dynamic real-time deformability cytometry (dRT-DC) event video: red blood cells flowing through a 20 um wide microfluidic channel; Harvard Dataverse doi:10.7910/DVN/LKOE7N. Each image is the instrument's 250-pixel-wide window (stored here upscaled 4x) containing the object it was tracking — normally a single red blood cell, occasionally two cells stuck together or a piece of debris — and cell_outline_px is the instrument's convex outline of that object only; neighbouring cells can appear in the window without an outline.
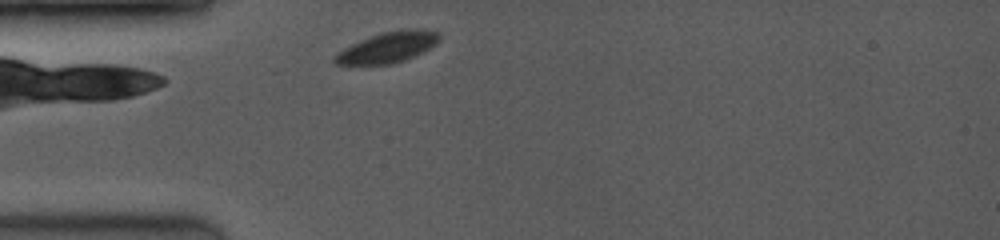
{"species": "common noctule bat (a hibernating species)", "species_latin": "Nyctalus noctula", "temperature_condition": "room temperature", "stored_images_in_passage": 5, "camera_frame_rate_fps": 3500, "um_per_image_px": 0.085, "animal": {"sex": "female", "body_mass_g": 19.0, "forearm_length_mm": 53.3}, "frame": {"image": 1, "passage_image": 2, "time_ms": 0.286, "image_size_px": [1000, 240], "cell_outline_px": [[440, 40], [436, 44], [404, 60], [392, 64], [336, 64], [332, 60], [332, 56], [344, 48], [368, 36], [384, 32], [412, 28], [420, 28], [440, 32]], "centroid_in_image_um": [32.96, 4.0], "position_along_channel_um": 52.0, "area_um2": 18.55}}
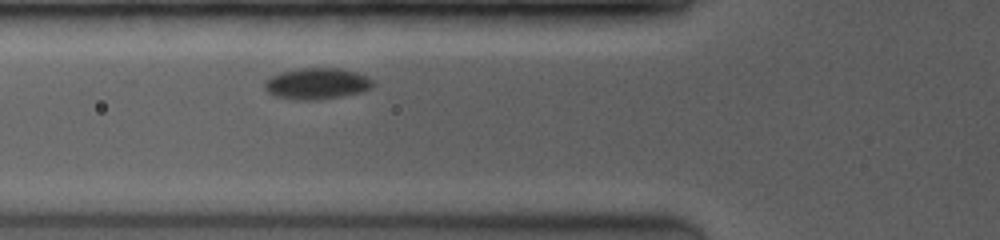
{"frame": {"image": 2, "passage_image": 5, "time_ms": 1.714, "image_size_px": [1000, 240], "cell_outline_px": [[372, 88], [364, 92], [320, 100], [296, 100], [276, 96], [268, 92], [264, 88], [264, 80], [280, 72], [300, 68], [340, 68], [356, 72], [372, 80]], "centroid_in_image_um": [26.92, 7.11], "position_along_channel_um": 98.9, "area_um2": 19.83}}